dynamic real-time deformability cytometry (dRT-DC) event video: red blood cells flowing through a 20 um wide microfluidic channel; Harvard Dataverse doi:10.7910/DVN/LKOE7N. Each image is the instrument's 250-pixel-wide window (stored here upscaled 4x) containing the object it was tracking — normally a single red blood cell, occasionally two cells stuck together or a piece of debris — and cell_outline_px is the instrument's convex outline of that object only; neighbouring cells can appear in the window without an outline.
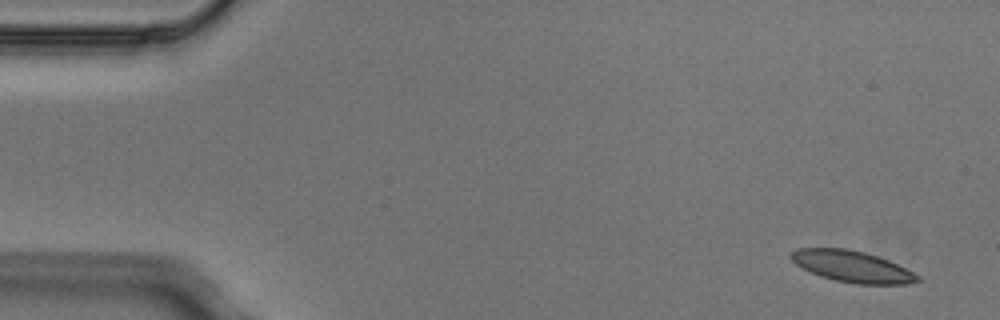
{"species": "Egyptian fruit bat (a non-hibernating species)", "species_latin": "Rousettus aegyptiacus", "temperature_condition": "cold", "stored_images_in_passage": 4, "camera_frame_rate_fps": 3000, "um_per_image_px": 0.085, "animal": {"sex": "male"}, "frame": {"image": 1, "passage_image": 1, "time_ms": 0.0, "image_size_px": [1000, 320], "cell_outline_px": [[920, 280], [908, 284], [856, 284], [836, 280], [820, 276], [796, 264], [788, 256], [796, 248], [848, 248], [864, 252], [888, 260], [920, 276]], "centroid_in_image_um": [72.41, 22.64], "position_along_channel_um": 12.6, "area_um2": 22.89}}
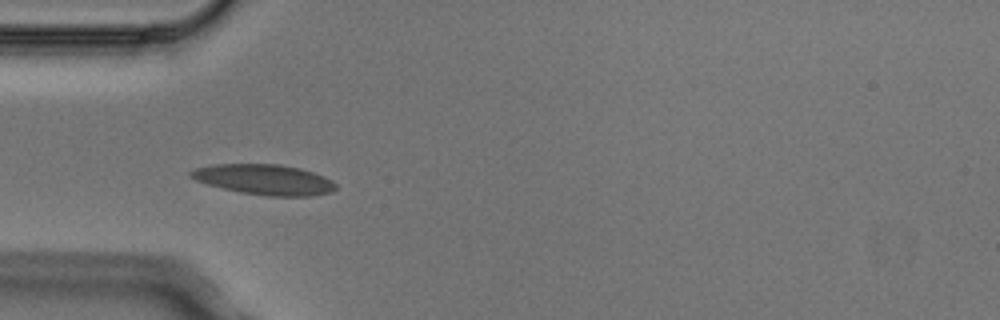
{"frame": {"image": 2, "passage_image": 4, "time_ms": 1.0, "image_size_px": [1000, 320], "cell_outline_px": [[336, 188], [332, 192], [312, 196], [268, 196], [240, 192], [208, 184], [196, 180], [188, 176], [188, 172], [196, 168], [216, 164], [280, 164], [300, 168], [324, 176], [332, 180], [336, 184]], "centroid_in_image_um": [22.49, 15.26], "position_along_channel_um": 62.5, "area_um2": 25.61}}